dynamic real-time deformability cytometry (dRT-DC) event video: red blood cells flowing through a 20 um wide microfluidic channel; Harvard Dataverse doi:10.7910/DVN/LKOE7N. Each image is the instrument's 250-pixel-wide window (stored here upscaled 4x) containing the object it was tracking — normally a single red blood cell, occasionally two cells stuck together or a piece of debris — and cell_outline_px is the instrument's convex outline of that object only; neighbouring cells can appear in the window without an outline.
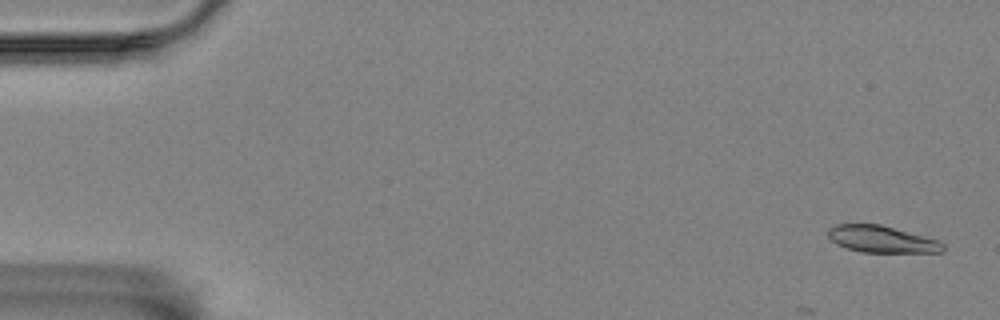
{"species": "Egyptian fruit bat (a non-hibernating species)", "species_latin": "Rousettus aegyptiacus", "temperature_condition": "room temperature", "stored_images_in_passage": 8, "camera_frame_rate_fps": 3000, "um_per_image_px": 0.085, "animal": {"sex": "female"}, "frame": {"image": 1, "passage_image": 2, "time_ms": 0.333, "image_size_px": [1000, 320], "cell_outline_px": [[944, 248], [940, 252], [860, 252], [836, 244], [828, 236], [828, 228], [836, 224], [880, 224], [940, 240], [944, 244]], "centroid_in_image_um": [74.94, 20.33], "position_along_channel_um": 10.1, "area_um2": 17.92}}